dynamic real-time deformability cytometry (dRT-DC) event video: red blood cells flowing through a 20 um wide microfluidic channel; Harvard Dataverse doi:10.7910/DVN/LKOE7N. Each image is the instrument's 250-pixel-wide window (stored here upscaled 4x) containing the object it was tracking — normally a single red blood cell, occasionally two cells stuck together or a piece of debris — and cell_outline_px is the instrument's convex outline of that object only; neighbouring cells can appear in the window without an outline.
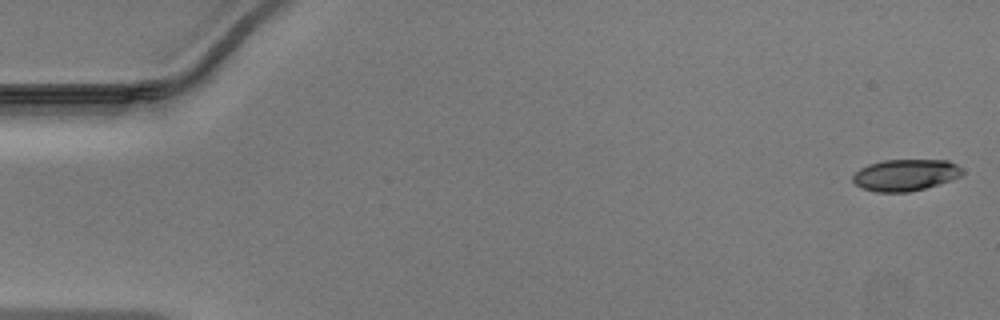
{"species": "Egyptian fruit bat (a non-hibernating species)", "species_latin": "Rousettus aegyptiacus", "temperature_condition": "warm", "stored_images_in_passage": 48, "camera_frame_rate_fps": 3000, "um_per_image_px": 0.085, "animal": {"sex": "male"}, "frame": {"image": 1, "passage_image": 1, "time_ms": 0.0, "image_size_px": [1000, 320], "cell_outline_px": [[964, 172], [960, 176], [952, 180], [924, 188], [908, 192], [876, 192], [864, 188], [856, 184], [852, 180], [852, 176], [860, 168], [868, 164], [884, 160], [948, 160], [956, 164]], "centroid_in_image_um": [76.96, 14.87], "position_along_channel_um": 8.0, "area_um2": 20.06}}
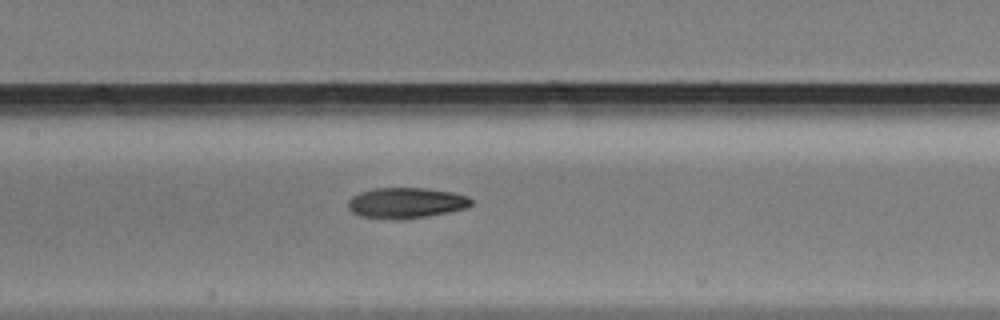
{"frame": {"image": 2, "passage_image": 23, "time_ms": 7.333, "image_size_px": [1000, 320], "cell_outline_px": [[472, 204], [464, 208], [448, 212], [424, 216], [360, 216], [352, 212], [348, 208], [348, 200], [352, 196], [360, 192], [376, 188], [424, 188], [452, 192], [468, 196], [472, 200]], "centroid_in_image_um": [34.53, 17.19], "position_along_channel_um": 172.9, "area_um2": 20.92}}
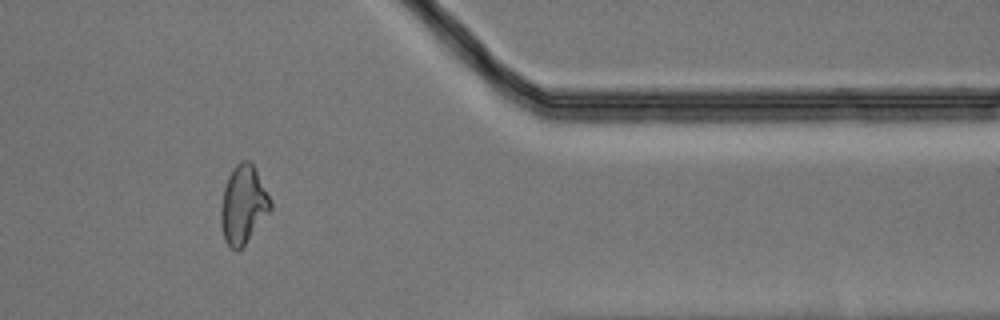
{"frame": {"image": 3, "passage_image": 40, "time_ms": 13.0, "image_size_px": [1000, 320], "cell_outline_px": [[272, 208], [244, 244], [236, 252], [228, 248], [224, 240], [220, 220], [220, 212], [224, 188], [228, 176], [232, 168], [240, 160], [248, 160], [256, 168], [272, 200]], "centroid_in_image_um": [20.67, 17.38], "position_along_channel_um": 390.7, "area_um2": 22.72}}